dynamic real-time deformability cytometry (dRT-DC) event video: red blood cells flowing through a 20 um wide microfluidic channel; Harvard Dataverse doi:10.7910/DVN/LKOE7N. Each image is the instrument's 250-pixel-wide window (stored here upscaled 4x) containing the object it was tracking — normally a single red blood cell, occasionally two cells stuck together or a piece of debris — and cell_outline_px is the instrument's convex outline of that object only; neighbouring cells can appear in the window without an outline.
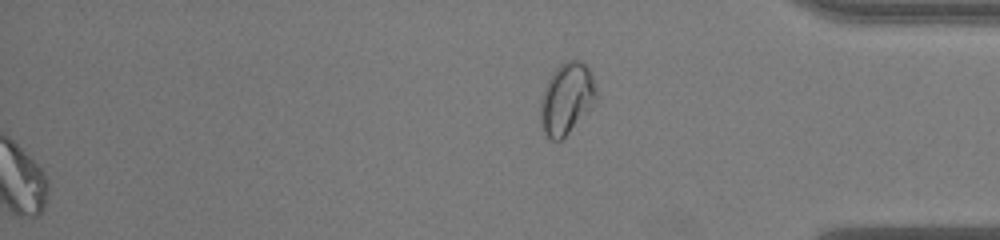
{"species": "common noctule bat (a hibernating species)", "species_latin": "Nyctalus noctula", "temperature_condition": "warm", "stored_images_in_passage": 44, "segment_of_instrument_passage": [2, 2], "camera_frame_rate_fps": 3000, "um_per_image_px": 0.085, "animal": {"sex": "male", "body_mass_g": 19.0, "forearm_length_mm": 50.8}, "frame": {"image": 1, "passage_image": 44, "time_ms": 14.333, "image_size_px": [1000, 240], "cell_outline_px": [[596, 100], [568, 132], [560, 140], [552, 140], [544, 132], [540, 120], [540, 104], [544, 88], [552, 72], [560, 64], [568, 60], [580, 60], [588, 68], [592, 76], [596, 88]], "centroid_in_image_um": [48.14, 8.34], "position_along_channel_um": 387.1, "area_um2": 22.66}}